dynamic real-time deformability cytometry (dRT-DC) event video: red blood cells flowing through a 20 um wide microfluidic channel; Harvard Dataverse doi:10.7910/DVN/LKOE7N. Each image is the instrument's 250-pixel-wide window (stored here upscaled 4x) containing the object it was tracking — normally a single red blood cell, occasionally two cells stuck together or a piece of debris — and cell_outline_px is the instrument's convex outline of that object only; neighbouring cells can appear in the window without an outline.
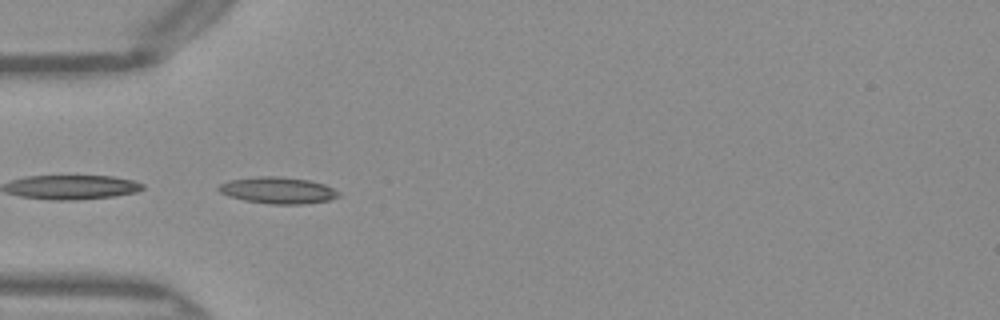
{"species": "Egyptian fruit bat (a non-hibernating species)", "species_latin": "Rousettus aegyptiacus", "temperature_condition": "warm", "stored_images_in_passage": 42, "segment_of_instrument_passage": [2, 2], "camera_frame_rate_fps": 3000, "um_per_image_px": 0.085, "frame": {"image": 1, "passage_image": 8, "time_ms": 2.333, "image_size_px": [1000, 320], "cell_outline_px": [[340, 196], [328, 200], [304, 204], [272, 204], [244, 200], [228, 196], [220, 192], [216, 188], [220, 184], [228, 180], [260, 176], [280, 176], [308, 180], [324, 184], [340, 192]], "centroid_in_image_um": [23.6, 16.17], "position_along_channel_um": 61.4, "area_um2": 18.55}}
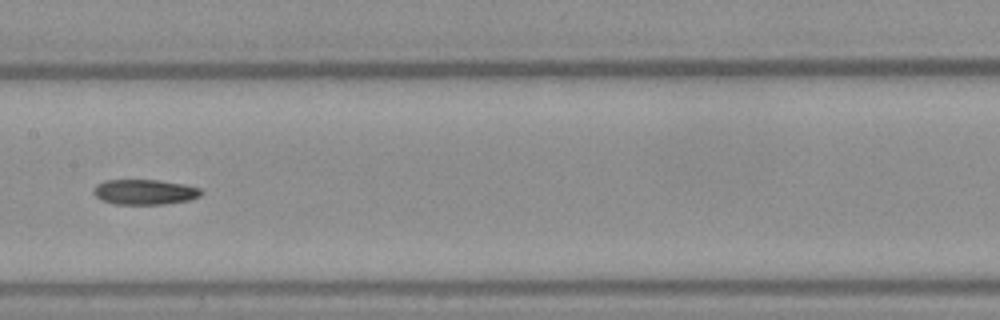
{"frame": {"image": 2, "passage_image": 18, "time_ms": 5.667, "image_size_px": [1000, 320], "cell_outline_px": [[204, 192], [200, 196], [188, 200], [164, 204], [116, 204], [100, 200], [92, 192], [92, 188], [96, 184], [104, 180], [156, 180], [184, 184], [200, 188]], "centroid_in_image_um": [12.26, 16.31], "position_along_channel_um": 195.1, "area_um2": 15.9}}
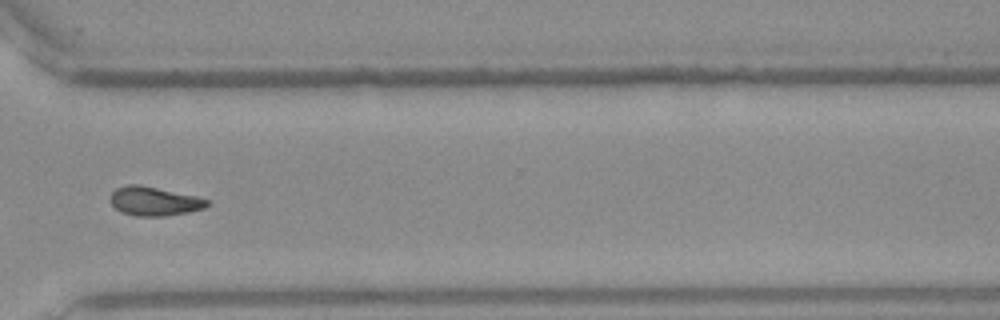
{"frame": {"image": 3, "passage_image": 30, "time_ms": 9.667, "image_size_px": [1000, 320], "cell_outline_px": [[208, 204], [204, 208], [188, 212], [164, 216], [136, 216], [120, 212], [112, 204], [112, 192], [116, 188], [128, 184], [140, 184], [196, 196], [208, 200]], "centroid_in_image_um": [13.1, 17.1], "position_along_channel_um": 357.5, "area_um2": 16.18}}